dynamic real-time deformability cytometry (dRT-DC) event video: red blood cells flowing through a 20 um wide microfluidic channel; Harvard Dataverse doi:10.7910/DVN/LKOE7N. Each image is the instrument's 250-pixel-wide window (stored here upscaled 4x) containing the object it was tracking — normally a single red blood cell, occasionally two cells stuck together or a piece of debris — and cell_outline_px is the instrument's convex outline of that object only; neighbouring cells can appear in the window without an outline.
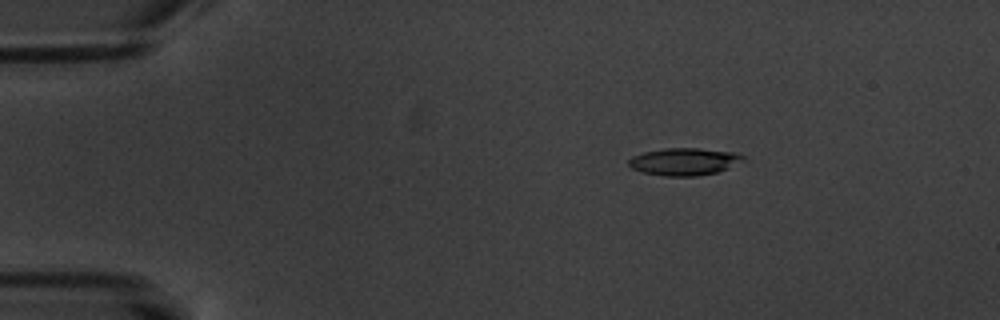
{"species": "common noctule bat (a hibernating species)", "species_latin": "Nyctalus noctula", "temperature_condition": "warm", "stored_images_in_passage": 5, "camera_frame_rate_fps": 3000, "um_per_image_px": 0.085, "animal": {"sex": "male", "body_mass_g": 20.1, "forearm_length_mm": 53.5}, "frame": {"image": 1, "passage_image": 3, "time_ms": 2.333, "image_size_px": [1000, 320], "cell_outline_px": [[744, 156], [724, 168], [716, 172], [696, 176], [664, 176], [644, 172], [632, 168], [628, 164], [628, 160], [632, 156], [644, 152], [664, 148], [696, 148], [736, 152]], "centroid_in_image_um": [58.04, 13.72], "position_along_channel_um": 27.0, "area_um2": 17.69}}